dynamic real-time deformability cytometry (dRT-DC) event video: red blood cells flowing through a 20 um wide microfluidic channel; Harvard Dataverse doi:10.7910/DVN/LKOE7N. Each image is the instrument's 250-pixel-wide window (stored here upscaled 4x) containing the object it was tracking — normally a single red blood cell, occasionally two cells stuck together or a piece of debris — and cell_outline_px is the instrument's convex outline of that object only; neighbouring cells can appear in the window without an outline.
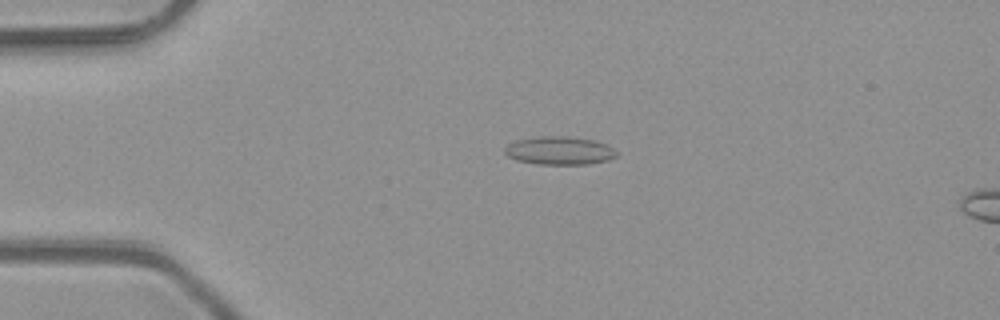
{"species": "common noctule bat (a hibernating species)", "species_latin": "Nyctalus noctula", "temperature_condition": "room temperature", "stored_images_in_passage": 5, "camera_frame_rate_fps": 3000, "um_per_image_px": 0.085, "animal": {"sex": "male", "body_mass_g": 23.1, "forearm_length_mm": 52.7}, "frame": {"image": 1, "passage_image": 1, "time_ms": 0.0, "image_size_px": [1000, 320], "cell_outline_px": [[620, 152], [616, 156], [608, 160], [588, 164], [540, 164], [516, 160], [508, 156], [504, 152], [504, 148], [508, 144], [516, 140], [540, 136], [568, 136], [596, 140], [608, 144]], "centroid_in_image_um": [47.6, 12.79], "position_along_channel_um": 37.4, "area_um2": 18.61}}